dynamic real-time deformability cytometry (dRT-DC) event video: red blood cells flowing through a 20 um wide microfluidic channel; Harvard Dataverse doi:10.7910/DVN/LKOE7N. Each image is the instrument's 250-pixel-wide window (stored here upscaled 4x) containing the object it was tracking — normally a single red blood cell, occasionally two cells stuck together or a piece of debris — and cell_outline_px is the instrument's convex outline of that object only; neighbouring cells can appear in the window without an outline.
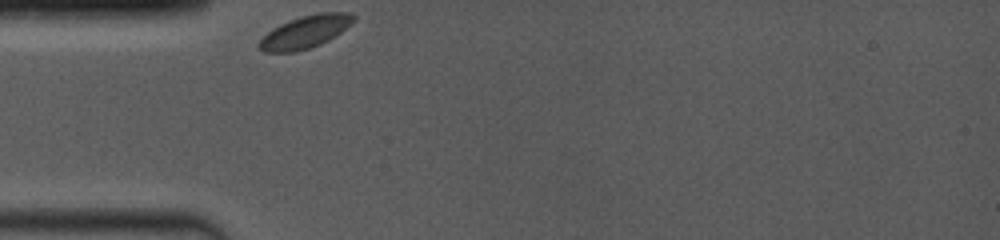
{"species": "common noctule bat (a hibernating species)", "species_latin": "Nyctalus noctula", "temperature_condition": "room temperature", "stored_images_in_passage": 27, "camera_frame_rate_fps": 4000, "um_per_image_px": 0.085, "animal": {"sex": "female", "body_mass_g": 19.0, "forearm_length_mm": 53.3}, "frame": {"image": 1, "passage_image": 1, "time_ms": 0.0, "image_size_px": [1000, 240], "cell_outline_px": [[356, 16], [340, 32], [328, 40], [320, 44], [296, 52], [264, 52], [256, 44], [272, 28], [288, 20], [300, 16], [320, 12], [348, 12]], "centroid_in_image_um": [25.89, 2.71], "position_along_channel_um": 59.1, "area_um2": 17.69}}
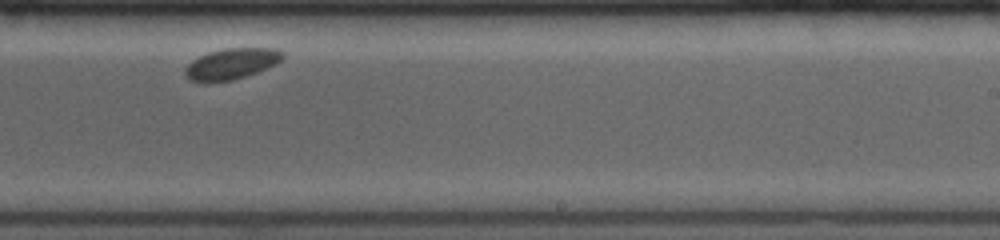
{"frame": {"image": 2, "passage_image": 16, "time_ms": 6.0, "image_size_px": [1000, 240], "cell_outline_px": [[284, 56], [276, 64], [256, 72], [232, 80], [208, 84], [204, 84], [188, 80], [184, 76], [184, 68], [192, 60], [208, 52], [224, 48], [276, 48], [284, 52]], "centroid_in_image_um": [19.6, 5.45], "position_along_channel_um": 269.4, "area_um2": 17.98}}
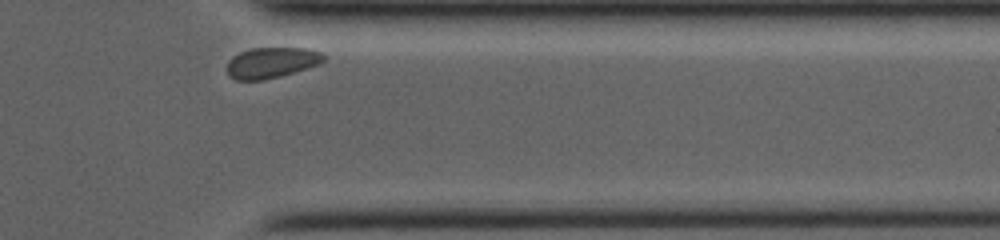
{"frame": {"image": 3, "passage_image": 27, "time_ms": 9.25, "image_size_px": [1000, 240], "cell_outline_px": [[328, 56], [320, 64], [280, 76], [264, 80], [236, 80], [228, 76], [228, 60], [232, 56], [240, 52], [252, 48], [312, 48]], "centroid_in_image_um": [23.1, 5.32], "position_along_channel_um": 388.3, "area_um2": 17.46}, "authors_computed_cell_mechanics": {"area_um2": 17.918, "velocity_mm_per_s": 3.6018, "shape_relaxation_time_tau1_ms": 1.8736, "shape_relaxation_time_tau2_ms": null, "deformation_change_tau1": 0.0519, "deformation_change_tau2": null}}